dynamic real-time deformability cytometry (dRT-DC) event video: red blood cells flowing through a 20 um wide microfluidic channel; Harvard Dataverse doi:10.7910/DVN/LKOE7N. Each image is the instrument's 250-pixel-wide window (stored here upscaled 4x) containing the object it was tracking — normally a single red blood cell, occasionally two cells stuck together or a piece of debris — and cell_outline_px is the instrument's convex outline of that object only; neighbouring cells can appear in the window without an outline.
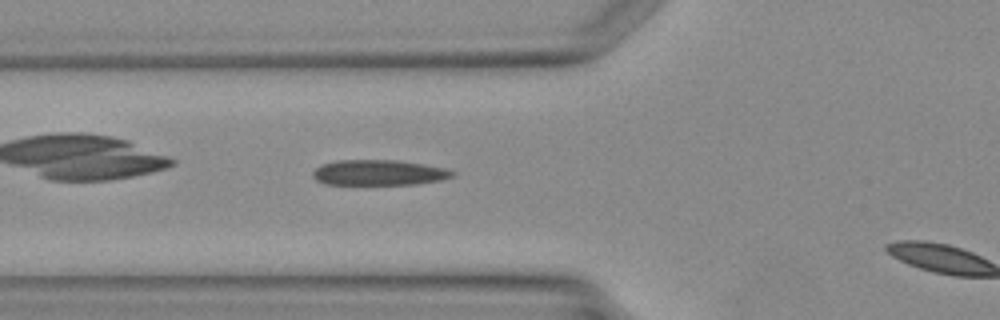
{"species": "Egyptian fruit bat (a non-hibernating species)", "species_latin": "Rousettus aegyptiacus", "temperature_condition": "warm", "stored_images_in_passage": 6, "camera_frame_rate_fps": 3000, "um_per_image_px": 0.085, "animal": {"sex": "female"}, "frame": {"image": 1, "passage_image": 5, "time_ms": 1.333, "image_size_px": [1000, 320], "cell_outline_px": [[456, 176], [440, 180], [416, 184], [324, 184], [316, 180], [312, 176], [312, 172], [320, 164], [336, 160], [396, 160], [424, 164], [444, 168], [456, 172]], "centroid_in_image_um": [32.19, 14.67], "position_along_channel_um": 93.6, "area_um2": 20.81}}